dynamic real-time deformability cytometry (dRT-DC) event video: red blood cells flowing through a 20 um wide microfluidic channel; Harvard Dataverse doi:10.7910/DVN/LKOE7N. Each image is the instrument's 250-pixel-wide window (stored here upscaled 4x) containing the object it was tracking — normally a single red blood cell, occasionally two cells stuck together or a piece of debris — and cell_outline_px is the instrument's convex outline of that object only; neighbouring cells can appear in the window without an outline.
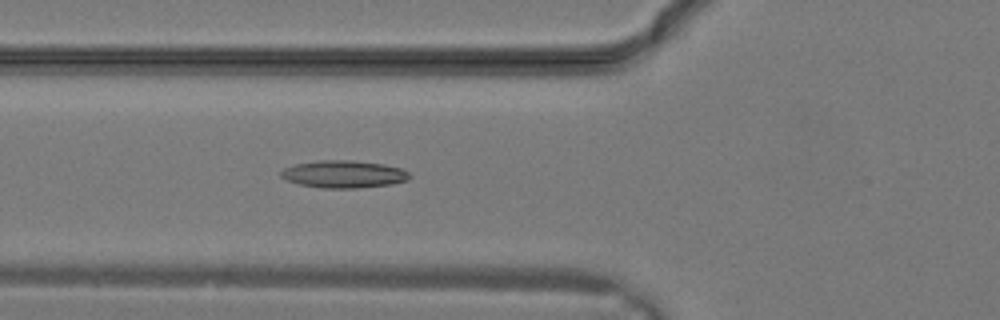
{"species": "common noctule bat (a hibernating species)", "species_latin": "Nyctalus noctula", "temperature_condition": "warm", "stored_images_in_passage": 22, "camera_frame_rate_fps": 3000, "um_per_image_px": 0.085, "animal": {"sex": "male", "body_mass_g": 19.2, "forearm_length_mm": 51.8}, "frame": {"image": 1, "passage_image": 11, "time_ms": 3.333, "image_size_px": [1000, 320], "cell_outline_px": [[412, 176], [408, 180], [392, 184], [356, 188], [320, 188], [300, 184], [288, 180], [280, 176], [280, 172], [284, 168], [296, 164], [320, 160], [352, 160], [384, 164], [400, 168], [408, 172]], "centroid_in_image_um": [29.24, 14.8], "position_along_channel_um": 96.6, "area_um2": 20.52}}
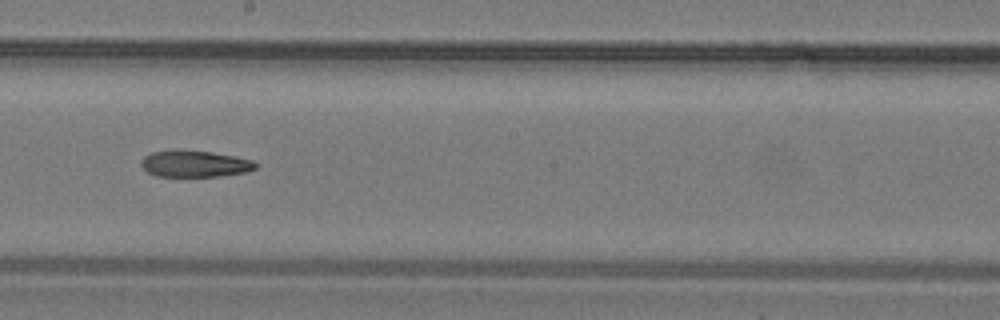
{"frame": {"image": 2, "passage_image": 17, "time_ms": 5.333, "image_size_px": [1000, 320], "cell_outline_px": [[256, 168], [244, 172], [216, 176], [156, 176], [148, 172], [140, 164], [140, 160], [144, 156], [152, 152], [172, 148], [180, 148], [212, 152], [252, 160], [256, 164]], "centroid_in_image_um": [16.46, 13.89], "position_along_channel_um": 231.7, "area_um2": 17.86}}
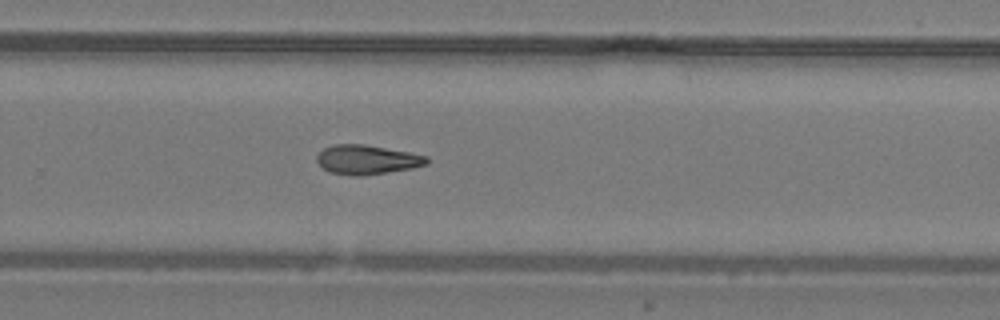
{"frame": {"image": 3, "passage_image": 20, "time_ms": 6.333, "image_size_px": [1000, 320], "cell_outline_px": [[428, 164], [412, 168], [364, 176], [352, 176], [328, 172], [316, 160], [316, 156], [324, 148], [332, 144], [364, 144], [408, 152], [428, 156]], "centroid_in_image_um": [31.18, 13.58], "position_along_channel_um": 298.6, "area_um2": 18.84}}